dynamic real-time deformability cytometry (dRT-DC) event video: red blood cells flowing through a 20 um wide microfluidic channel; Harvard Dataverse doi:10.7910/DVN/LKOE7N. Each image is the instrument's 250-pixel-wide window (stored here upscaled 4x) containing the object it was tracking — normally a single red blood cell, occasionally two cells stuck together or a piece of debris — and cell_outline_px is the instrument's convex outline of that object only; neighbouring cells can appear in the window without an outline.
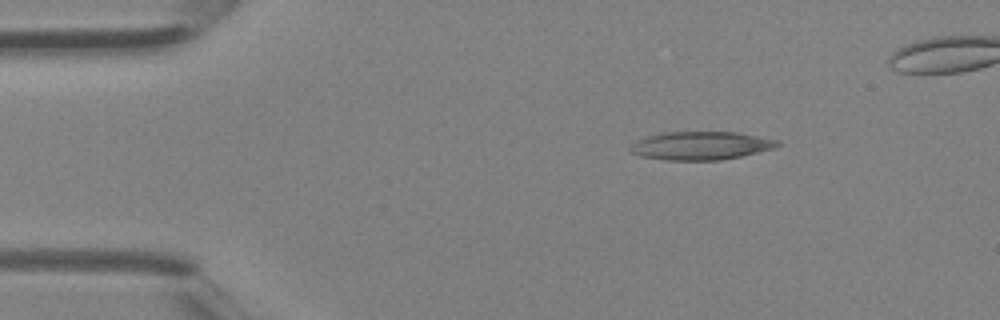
{"species": "Egyptian fruit bat (a non-hibernating species)", "species_latin": "Rousettus aegyptiacus", "temperature_condition": "room temperature", "stored_images_in_passage": 35, "camera_frame_rate_fps": 3000, "um_per_image_px": 0.085, "animal": {"sex": "female"}, "frame": {"image": 1, "passage_image": 1, "time_ms": 0.0, "image_size_px": [1000, 320], "cell_outline_px": [[780, 144], [776, 148], [740, 156], [720, 160], [664, 160], [640, 156], [632, 152], [628, 148], [632, 144], [648, 136], [664, 132], [736, 132], [776, 140]], "centroid_in_image_um": [59.56, 12.39], "position_along_channel_um": 25.4, "area_um2": 23.99}}
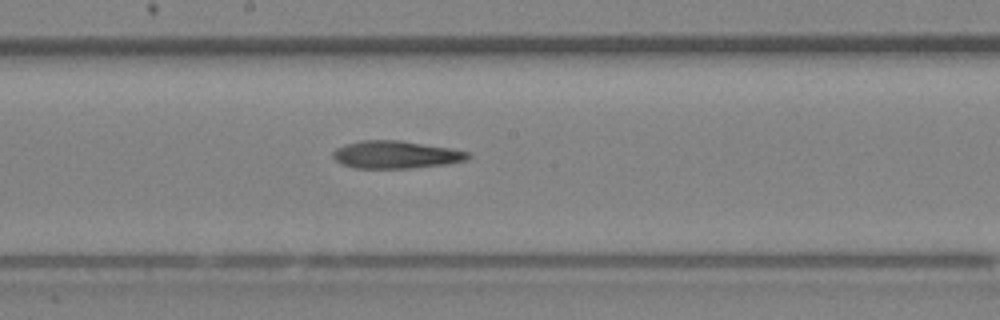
{"frame": {"image": 2, "passage_image": 16, "time_ms": 5.0, "image_size_px": [1000, 320], "cell_outline_px": [[472, 156], [468, 160], [448, 164], [408, 168], [352, 168], [340, 164], [332, 156], [332, 152], [336, 148], [344, 144], [360, 140], [400, 140], [452, 148], [468, 152]], "centroid_in_image_um": [33.64, 13.14], "position_along_channel_um": 214.6, "area_um2": 22.02}}
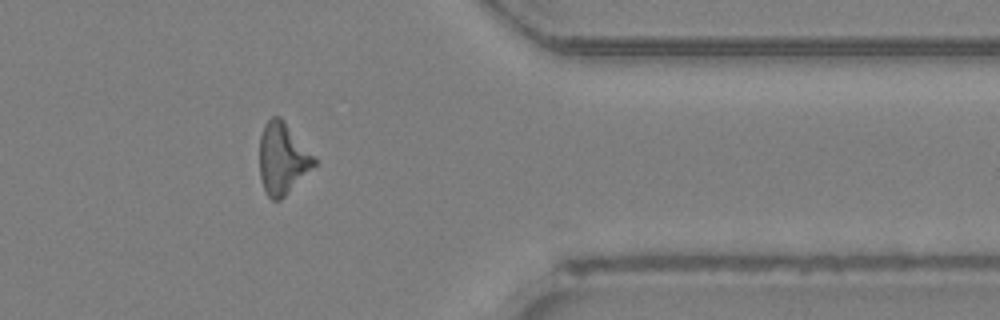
{"frame": {"image": 3, "passage_image": 27, "time_ms": 8.667, "image_size_px": [1000, 320], "cell_outline_px": [[316, 164], [280, 200], [272, 200], [268, 196], [264, 188], [260, 176], [260, 136], [264, 124], [272, 116], [280, 116], [284, 120], [316, 156]], "centroid_in_image_um": [24.02, 13.44], "position_along_channel_um": 387.4, "area_um2": 22.72}}